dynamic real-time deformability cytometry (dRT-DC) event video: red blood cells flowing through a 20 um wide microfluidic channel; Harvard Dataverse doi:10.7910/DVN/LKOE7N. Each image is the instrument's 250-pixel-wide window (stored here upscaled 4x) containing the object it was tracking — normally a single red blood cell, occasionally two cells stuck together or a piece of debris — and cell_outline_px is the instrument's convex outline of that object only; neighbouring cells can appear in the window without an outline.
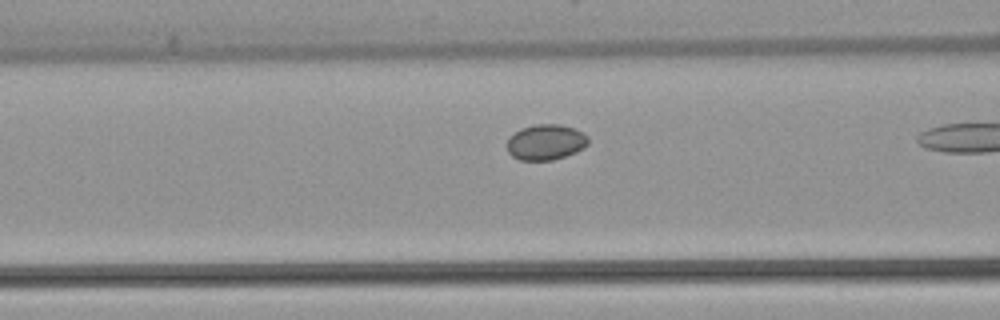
{"species": "common noctule bat (a hibernating species)", "species_latin": "Nyctalus noctula", "temperature_condition": "warm", "stored_images_in_passage": 17, "camera_frame_rate_fps": 3000, "um_per_image_px": 0.085, "animal": {"sex": "female", "body_mass_g": 22.7, "forearm_length_mm": 54.2}, "frame": {"image": 1, "passage_image": 15, "time_ms": 4.667, "image_size_px": [1000, 320], "cell_outline_px": [[588, 144], [584, 148], [576, 152], [552, 160], [520, 160], [512, 156], [508, 152], [508, 140], [520, 128], [536, 124], [560, 124], [576, 128], [588, 136]], "centroid_in_image_um": [46.42, 12.07], "position_along_channel_um": 120.2, "area_um2": 16.82}}